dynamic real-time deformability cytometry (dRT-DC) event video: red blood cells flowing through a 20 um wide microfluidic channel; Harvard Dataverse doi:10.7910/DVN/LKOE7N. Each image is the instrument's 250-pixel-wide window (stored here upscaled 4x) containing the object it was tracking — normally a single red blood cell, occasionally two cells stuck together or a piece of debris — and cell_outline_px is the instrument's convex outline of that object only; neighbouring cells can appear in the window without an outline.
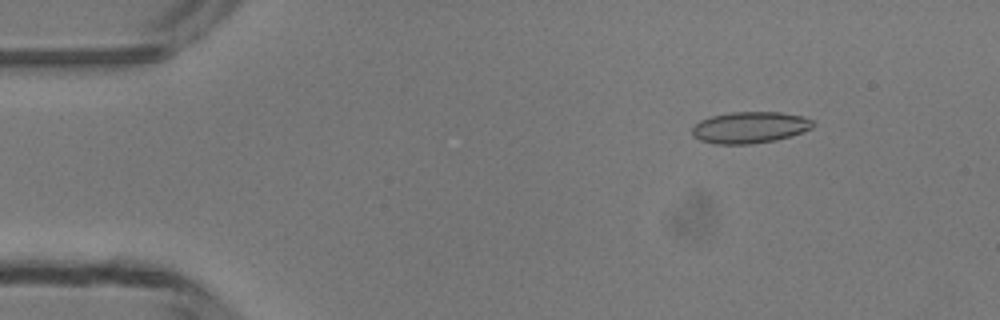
{"species": "common noctule bat (a hibernating species)", "species_latin": "Nyctalus noctula", "temperature_condition": "room temperature", "stored_images_in_passage": 48, "camera_frame_rate_fps": 3000, "um_per_image_px": 0.085, "animal": {"sex": "male", "body_mass_g": 13.3}, "frame": {"image": 1, "passage_image": 6, "time_ms": 1.667, "image_size_px": [1000, 320], "cell_outline_px": [[816, 124], [812, 128], [776, 140], [752, 144], [716, 144], [700, 140], [692, 136], [692, 128], [700, 120], [712, 116], [732, 112], [780, 112], [800, 116], [812, 120]], "centroid_in_image_um": [63.71, 10.83], "position_along_channel_um": 21.3, "area_um2": 22.02}}
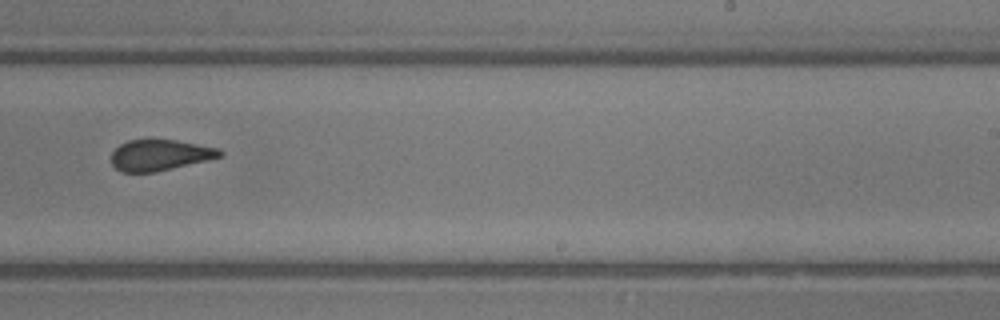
{"frame": {"image": 2, "passage_image": 30, "time_ms": 9.667, "image_size_px": [1000, 320], "cell_outline_px": [[224, 156], [208, 160], [156, 172], [120, 172], [112, 164], [112, 152], [120, 144], [128, 140], [176, 140], [220, 148], [224, 152]], "centroid_in_image_um": [13.63, 13.18], "position_along_channel_um": 275.4, "area_um2": 19.65}}
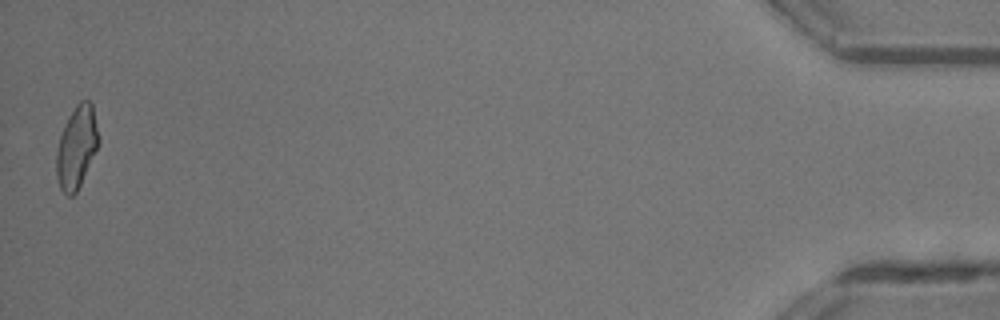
{"frame": {"image": 3, "passage_image": 48, "time_ms": 15.667, "image_size_px": [1000, 320], "cell_outline_px": [[100, 140], [80, 184], [76, 192], [72, 196], [68, 196], [60, 188], [56, 176], [56, 152], [60, 136], [64, 124], [68, 116], [76, 104], [80, 100], [88, 100], [92, 104], [100, 136]], "centroid_in_image_um": [6.5, 12.47], "position_along_channel_um": 428.7, "area_um2": 20.11}, "authors_computed_cell_mechanics": {"area_um2": 20.9525, "velocity_mm_per_s": 4.2074, "shape_relaxation_time_tau1_ms": null, "shape_relaxation_time_tau2_ms": 1.4299, "deformation_change_tau1": null, "deformation_change_tau2": 0.0857}}